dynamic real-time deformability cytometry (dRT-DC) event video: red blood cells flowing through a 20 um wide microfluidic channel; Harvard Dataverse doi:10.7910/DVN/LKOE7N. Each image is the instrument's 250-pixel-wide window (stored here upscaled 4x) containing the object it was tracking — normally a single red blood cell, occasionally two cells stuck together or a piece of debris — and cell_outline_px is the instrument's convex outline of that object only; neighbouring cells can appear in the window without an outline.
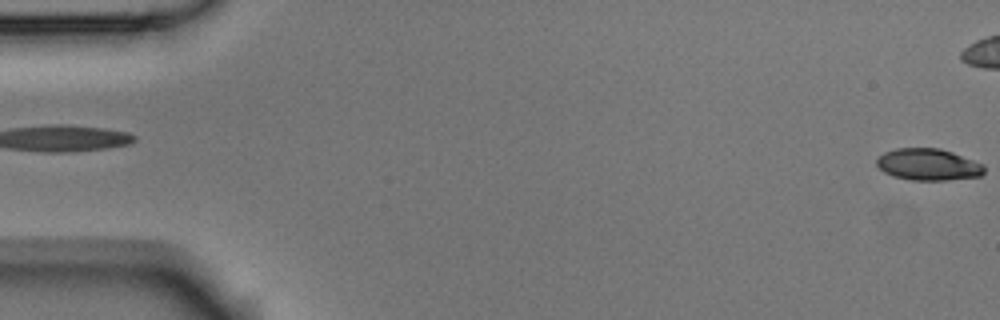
{"species": "Egyptian fruit bat (a non-hibernating species)", "species_latin": "Rousettus aegyptiacus", "temperature_condition": "room temperature", "stored_images_in_passage": 5, "segment_of_instrument_passage": [2, 2], "camera_frame_rate_fps": 3000, "um_per_image_px": 0.085, "animal": {"sex": "male"}, "frame": {"image": 1, "passage_image": 5, "time_ms": 1.333, "image_size_px": [1000, 320], "cell_outline_px": [[984, 172], [980, 176], [948, 180], [912, 180], [892, 176], [884, 172], [876, 164], [876, 160], [884, 152], [896, 148], [940, 148], [952, 152], [984, 164]], "centroid_in_image_um": [78.9, 13.98], "position_along_channel_um": 6.1, "area_um2": 19.88}}